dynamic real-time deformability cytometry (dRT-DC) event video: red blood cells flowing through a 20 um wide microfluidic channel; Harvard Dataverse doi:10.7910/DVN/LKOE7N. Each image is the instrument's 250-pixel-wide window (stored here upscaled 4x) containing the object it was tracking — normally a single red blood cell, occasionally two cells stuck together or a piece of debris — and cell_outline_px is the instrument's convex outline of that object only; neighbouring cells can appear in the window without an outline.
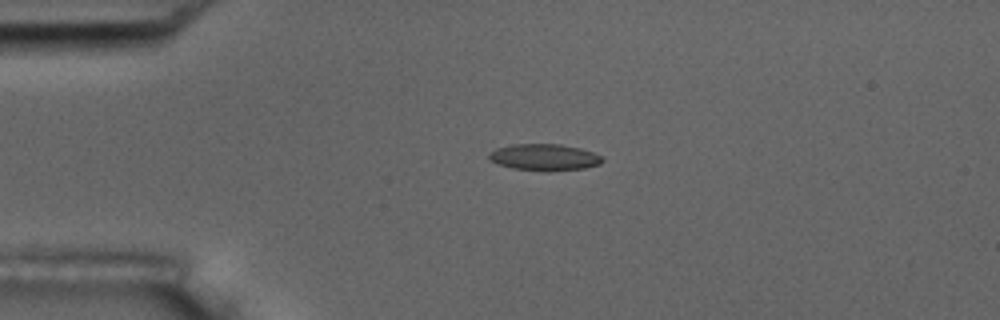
{"species": "common noctule bat (a hibernating species)", "species_latin": "Nyctalus noctula", "temperature_condition": "room temperature", "stored_images_in_passage": 5, "camera_frame_rate_fps": 3000, "um_per_image_px": 0.085, "animal": {"sex": "male", "body_mass_g": 17.5, "forearm_length_mm": 52.3}, "frame": {"image": 1, "passage_image": 3, "time_ms": 2.333, "image_size_px": [1000, 320], "cell_outline_px": [[604, 160], [600, 164], [584, 168], [548, 172], [512, 168], [488, 160], [488, 152], [496, 148], [512, 144], [560, 144], [580, 148], [592, 152], [600, 156]], "centroid_in_image_um": [46.24, 13.37], "position_along_channel_um": 38.8, "area_um2": 17.69}}